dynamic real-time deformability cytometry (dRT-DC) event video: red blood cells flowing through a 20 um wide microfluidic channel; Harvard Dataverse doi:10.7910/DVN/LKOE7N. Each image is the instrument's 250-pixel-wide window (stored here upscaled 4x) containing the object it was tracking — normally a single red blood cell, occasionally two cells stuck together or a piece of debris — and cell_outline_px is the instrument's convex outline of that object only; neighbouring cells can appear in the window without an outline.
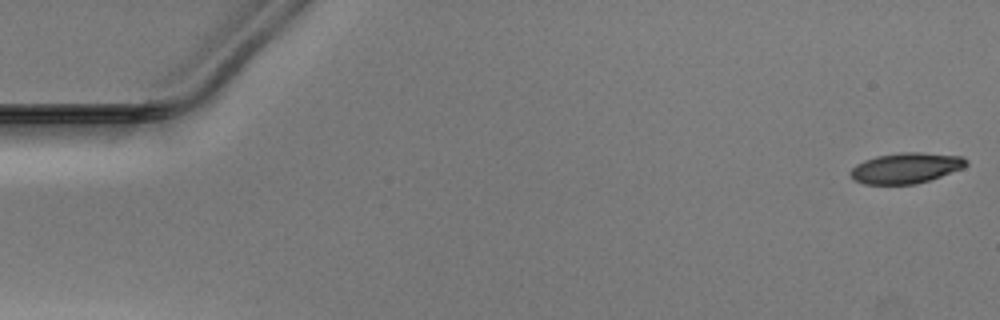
{"species": "Egyptian fruit bat (a non-hibernating species)", "species_latin": "Rousettus aegyptiacus", "temperature_condition": "warm", "stored_images_in_passage": 3, "camera_frame_rate_fps": 3000, "um_per_image_px": 0.085, "animal": {"sex": "male"}, "frame": {"image": 1, "passage_image": 1, "time_ms": 0.0, "image_size_px": [1000, 320], "cell_outline_px": [[968, 164], [964, 168], [916, 184], [864, 184], [852, 180], [848, 172], [856, 164], [864, 160], [876, 156], [900, 152], [920, 152], [964, 156], [968, 160]], "centroid_in_image_um": [76.99, 14.27], "position_along_channel_um": 8.0, "area_um2": 20.87}}